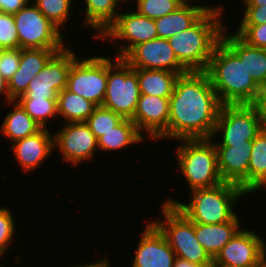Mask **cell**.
<instances>
[{
	"label": "cell",
	"mask_w": 266,
	"mask_h": 267,
	"mask_svg": "<svg viewBox=\"0 0 266 267\" xmlns=\"http://www.w3.org/2000/svg\"><path fill=\"white\" fill-rule=\"evenodd\" d=\"M169 105L168 140L213 136L222 103L204 71L180 75Z\"/></svg>",
	"instance_id": "obj_1"
},
{
	"label": "cell",
	"mask_w": 266,
	"mask_h": 267,
	"mask_svg": "<svg viewBox=\"0 0 266 267\" xmlns=\"http://www.w3.org/2000/svg\"><path fill=\"white\" fill-rule=\"evenodd\" d=\"M222 105L254 104L259 86L238 56L220 40L204 71Z\"/></svg>",
	"instance_id": "obj_2"
},
{
	"label": "cell",
	"mask_w": 266,
	"mask_h": 267,
	"mask_svg": "<svg viewBox=\"0 0 266 267\" xmlns=\"http://www.w3.org/2000/svg\"><path fill=\"white\" fill-rule=\"evenodd\" d=\"M222 12L204 13L192 26L168 39L187 71H205L225 24Z\"/></svg>",
	"instance_id": "obj_3"
},
{
	"label": "cell",
	"mask_w": 266,
	"mask_h": 267,
	"mask_svg": "<svg viewBox=\"0 0 266 267\" xmlns=\"http://www.w3.org/2000/svg\"><path fill=\"white\" fill-rule=\"evenodd\" d=\"M190 193V200L186 203L175 198H168L163 202L174 205L193 223L202 224L231 221L237 215L234 203L246 194L238 185L228 182L210 188L195 189Z\"/></svg>",
	"instance_id": "obj_4"
},
{
	"label": "cell",
	"mask_w": 266,
	"mask_h": 267,
	"mask_svg": "<svg viewBox=\"0 0 266 267\" xmlns=\"http://www.w3.org/2000/svg\"><path fill=\"white\" fill-rule=\"evenodd\" d=\"M179 141L175 159L190 191L224 182L218 170L217 150L210 138Z\"/></svg>",
	"instance_id": "obj_5"
},
{
	"label": "cell",
	"mask_w": 266,
	"mask_h": 267,
	"mask_svg": "<svg viewBox=\"0 0 266 267\" xmlns=\"http://www.w3.org/2000/svg\"><path fill=\"white\" fill-rule=\"evenodd\" d=\"M162 220L152 221L165 235L176 257L202 267L213 264V259L199 243L195 235V223L174 205L161 204ZM165 219V220H164Z\"/></svg>",
	"instance_id": "obj_6"
},
{
	"label": "cell",
	"mask_w": 266,
	"mask_h": 267,
	"mask_svg": "<svg viewBox=\"0 0 266 267\" xmlns=\"http://www.w3.org/2000/svg\"><path fill=\"white\" fill-rule=\"evenodd\" d=\"M265 119L253 104L222 105L213 136L215 146L247 144L264 129ZM221 141H216L217 135ZM215 138V139H214Z\"/></svg>",
	"instance_id": "obj_7"
},
{
	"label": "cell",
	"mask_w": 266,
	"mask_h": 267,
	"mask_svg": "<svg viewBox=\"0 0 266 267\" xmlns=\"http://www.w3.org/2000/svg\"><path fill=\"white\" fill-rule=\"evenodd\" d=\"M114 59L108 56V79L102 106L124 119H132L141 95L137 73L123 58Z\"/></svg>",
	"instance_id": "obj_8"
},
{
	"label": "cell",
	"mask_w": 266,
	"mask_h": 267,
	"mask_svg": "<svg viewBox=\"0 0 266 267\" xmlns=\"http://www.w3.org/2000/svg\"><path fill=\"white\" fill-rule=\"evenodd\" d=\"M32 2L33 0L29 1L13 14L20 49H64L66 41L62 30L49 21Z\"/></svg>",
	"instance_id": "obj_9"
},
{
	"label": "cell",
	"mask_w": 266,
	"mask_h": 267,
	"mask_svg": "<svg viewBox=\"0 0 266 267\" xmlns=\"http://www.w3.org/2000/svg\"><path fill=\"white\" fill-rule=\"evenodd\" d=\"M108 79V57L99 55L75 59L68 73L66 89L102 106Z\"/></svg>",
	"instance_id": "obj_10"
},
{
	"label": "cell",
	"mask_w": 266,
	"mask_h": 267,
	"mask_svg": "<svg viewBox=\"0 0 266 267\" xmlns=\"http://www.w3.org/2000/svg\"><path fill=\"white\" fill-rule=\"evenodd\" d=\"M69 48L66 46L56 52L30 81L25 94L18 99H57L58 93L66 88L69 70L77 58Z\"/></svg>",
	"instance_id": "obj_11"
},
{
	"label": "cell",
	"mask_w": 266,
	"mask_h": 267,
	"mask_svg": "<svg viewBox=\"0 0 266 267\" xmlns=\"http://www.w3.org/2000/svg\"><path fill=\"white\" fill-rule=\"evenodd\" d=\"M158 38L155 19L148 18L135 11L120 12L115 22L99 38L118 45L117 56L123 58L134 46ZM116 40V41H115ZM111 41V42H110Z\"/></svg>",
	"instance_id": "obj_12"
},
{
	"label": "cell",
	"mask_w": 266,
	"mask_h": 267,
	"mask_svg": "<svg viewBox=\"0 0 266 267\" xmlns=\"http://www.w3.org/2000/svg\"><path fill=\"white\" fill-rule=\"evenodd\" d=\"M61 130L53 134L54 148L59 150L66 163L78 166L83 161L93 160L98 151V140L85 122L62 124Z\"/></svg>",
	"instance_id": "obj_13"
},
{
	"label": "cell",
	"mask_w": 266,
	"mask_h": 267,
	"mask_svg": "<svg viewBox=\"0 0 266 267\" xmlns=\"http://www.w3.org/2000/svg\"><path fill=\"white\" fill-rule=\"evenodd\" d=\"M265 238L256 231L240 229L213 259L216 266L256 267L266 254Z\"/></svg>",
	"instance_id": "obj_14"
},
{
	"label": "cell",
	"mask_w": 266,
	"mask_h": 267,
	"mask_svg": "<svg viewBox=\"0 0 266 267\" xmlns=\"http://www.w3.org/2000/svg\"><path fill=\"white\" fill-rule=\"evenodd\" d=\"M123 59L133 69L165 70L174 73L188 71L179 63L168 39L155 38L134 46Z\"/></svg>",
	"instance_id": "obj_15"
},
{
	"label": "cell",
	"mask_w": 266,
	"mask_h": 267,
	"mask_svg": "<svg viewBox=\"0 0 266 267\" xmlns=\"http://www.w3.org/2000/svg\"><path fill=\"white\" fill-rule=\"evenodd\" d=\"M169 98L141 94L131 121L149 139H168ZM144 132V133H143Z\"/></svg>",
	"instance_id": "obj_16"
},
{
	"label": "cell",
	"mask_w": 266,
	"mask_h": 267,
	"mask_svg": "<svg viewBox=\"0 0 266 267\" xmlns=\"http://www.w3.org/2000/svg\"><path fill=\"white\" fill-rule=\"evenodd\" d=\"M137 245L132 267H173L176 254L153 222L146 224Z\"/></svg>",
	"instance_id": "obj_17"
},
{
	"label": "cell",
	"mask_w": 266,
	"mask_h": 267,
	"mask_svg": "<svg viewBox=\"0 0 266 267\" xmlns=\"http://www.w3.org/2000/svg\"><path fill=\"white\" fill-rule=\"evenodd\" d=\"M253 141L232 146H215L217 150L218 170L224 182L238 185L249 194V161Z\"/></svg>",
	"instance_id": "obj_18"
},
{
	"label": "cell",
	"mask_w": 266,
	"mask_h": 267,
	"mask_svg": "<svg viewBox=\"0 0 266 267\" xmlns=\"http://www.w3.org/2000/svg\"><path fill=\"white\" fill-rule=\"evenodd\" d=\"M50 132L48 128H41L35 134L13 142L10 149L25 172L39 168L52 155L54 136Z\"/></svg>",
	"instance_id": "obj_19"
},
{
	"label": "cell",
	"mask_w": 266,
	"mask_h": 267,
	"mask_svg": "<svg viewBox=\"0 0 266 267\" xmlns=\"http://www.w3.org/2000/svg\"><path fill=\"white\" fill-rule=\"evenodd\" d=\"M62 49H21V58L18 70L8 81L10 99L17 100L24 95L30 81L37 76L48 60Z\"/></svg>",
	"instance_id": "obj_20"
},
{
	"label": "cell",
	"mask_w": 266,
	"mask_h": 267,
	"mask_svg": "<svg viewBox=\"0 0 266 267\" xmlns=\"http://www.w3.org/2000/svg\"><path fill=\"white\" fill-rule=\"evenodd\" d=\"M227 31V32H226ZM226 26L221 40L238 56L258 86L266 82V49L256 48L244 42L236 33L228 34Z\"/></svg>",
	"instance_id": "obj_21"
},
{
	"label": "cell",
	"mask_w": 266,
	"mask_h": 267,
	"mask_svg": "<svg viewBox=\"0 0 266 267\" xmlns=\"http://www.w3.org/2000/svg\"><path fill=\"white\" fill-rule=\"evenodd\" d=\"M237 214L231 221L218 224L195 223V235L199 243L214 259L223 246L241 229Z\"/></svg>",
	"instance_id": "obj_22"
},
{
	"label": "cell",
	"mask_w": 266,
	"mask_h": 267,
	"mask_svg": "<svg viewBox=\"0 0 266 267\" xmlns=\"http://www.w3.org/2000/svg\"><path fill=\"white\" fill-rule=\"evenodd\" d=\"M83 1H85V9L83 12L86 13L83 24L84 26L87 25V27L90 26L91 29L93 28V31H95L94 37L99 39L117 19V15L120 13L117 11L119 9L117 6L122 5V0Z\"/></svg>",
	"instance_id": "obj_23"
},
{
	"label": "cell",
	"mask_w": 266,
	"mask_h": 267,
	"mask_svg": "<svg viewBox=\"0 0 266 267\" xmlns=\"http://www.w3.org/2000/svg\"><path fill=\"white\" fill-rule=\"evenodd\" d=\"M204 12L192 5H181L175 11L155 19L158 38L169 39L192 26Z\"/></svg>",
	"instance_id": "obj_24"
},
{
	"label": "cell",
	"mask_w": 266,
	"mask_h": 267,
	"mask_svg": "<svg viewBox=\"0 0 266 267\" xmlns=\"http://www.w3.org/2000/svg\"><path fill=\"white\" fill-rule=\"evenodd\" d=\"M141 94L170 98L177 78L185 73L165 70L134 69Z\"/></svg>",
	"instance_id": "obj_25"
},
{
	"label": "cell",
	"mask_w": 266,
	"mask_h": 267,
	"mask_svg": "<svg viewBox=\"0 0 266 267\" xmlns=\"http://www.w3.org/2000/svg\"><path fill=\"white\" fill-rule=\"evenodd\" d=\"M9 105H13V108L4 117L0 126V133L9 139L12 145L17 140L35 134L41 128L16 100L10 101Z\"/></svg>",
	"instance_id": "obj_26"
},
{
	"label": "cell",
	"mask_w": 266,
	"mask_h": 267,
	"mask_svg": "<svg viewBox=\"0 0 266 267\" xmlns=\"http://www.w3.org/2000/svg\"><path fill=\"white\" fill-rule=\"evenodd\" d=\"M144 138L146 137H143V134L131 119H124L117 127L97 139L98 151L115 152L122 148H128L130 145L133 146V144L137 145L143 142Z\"/></svg>",
	"instance_id": "obj_27"
},
{
	"label": "cell",
	"mask_w": 266,
	"mask_h": 267,
	"mask_svg": "<svg viewBox=\"0 0 266 267\" xmlns=\"http://www.w3.org/2000/svg\"><path fill=\"white\" fill-rule=\"evenodd\" d=\"M96 105L90 100L64 88L58 93L57 112L66 123L85 122L93 113Z\"/></svg>",
	"instance_id": "obj_28"
},
{
	"label": "cell",
	"mask_w": 266,
	"mask_h": 267,
	"mask_svg": "<svg viewBox=\"0 0 266 267\" xmlns=\"http://www.w3.org/2000/svg\"><path fill=\"white\" fill-rule=\"evenodd\" d=\"M266 188V127L255 137L249 161V193Z\"/></svg>",
	"instance_id": "obj_29"
},
{
	"label": "cell",
	"mask_w": 266,
	"mask_h": 267,
	"mask_svg": "<svg viewBox=\"0 0 266 267\" xmlns=\"http://www.w3.org/2000/svg\"><path fill=\"white\" fill-rule=\"evenodd\" d=\"M25 112L40 126L46 129L47 120L57 118V99H17Z\"/></svg>",
	"instance_id": "obj_30"
},
{
	"label": "cell",
	"mask_w": 266,
	"mask_h": 267,
	"mask_svg": "<svg viewBox=\"0 0 266 267\" xmlns=\"http://www.w3.org/2000/svg\"><path fill=\"white\" fill-rule=\"evenodd\" d=\"M124 118L112 110L103 106H96L93 113L86 119L91 132L98 139L106 132L117 127Z\"/></svg>",
	"instance_id": "obj_31"
},
{
	"label": "cell",
	"mask_w": 266,
	"mask_h": 267,
	"mask_svg": "<svg viewBox=\"0 0 266 267\" xmlns=\"http://www.w3.org/2000/svg\"><path fill=\"white\" fill-rule=\"evenodd\" d=\"M73 0H35L34 4L60 30L70 17ZM65 23V24H64Z\"/></svg>",
	"instance_id": "obj_32"
},
{
	"label": "cell",
	"mask_w": 266,
	"mask_h": 267,
	"mask_svg": "<svg viewBox=\"0 0 266 267\" xmlns=\"http://www.w3.org/2000/svg\"><path fill=\"white\" fill-rule=\"evenodd\" d=\"M136 6L139 14L157 19L175 11L181 4L177 0H136Z\"/></svg>",
	"instance_id": "obj_33"
},
{
	"label": "cell",
	"mask_w": 266,
	"mask_h": 267,
	"mask_svg": "<svg viewBox=\"0 0 266 267\" xmlns=\"http://www.w3.org/2000/svg\"><path fill=\"white\" fill-rule=\"evenodd\" d=\"M20 48L13 14L0 11V49Z\"/></svg>",
	"instance_id": "obj_34"
},
{
	"label": "cell",
	"mask_w": 266,
	"mask_h": 267,
	"mask_svg": "<svg viewBox=\"0 0 266 267\" xmlns=\"http://www.w3.org/2000/svg\"><path fill=\"white\" fill-rule=\"evenodd\" d=\"M15 218L12 211L7 207L0 206V259L10 249L16 234Z\"/></svg>",
	"instance_id": "obj_35"
},
{
	"label": "cell",
	"mask_w": 266,
	"mask_h": 267,
	"mask_svg": "<svg viewBox=\"0 0 266 267\" xmlns=\"http://www.w3.org/2000/svg\"><path fill=\"white\" fill-rule=\"evenodd\" d=\"M235 33L248 45L266 49V23L260 25H239Z\"/></svg>",
	"instance_id": "obj_36"
},
{
	"label": "cell",
	"mask_w": 266,
	"mask_h": 267,
	"mask_svg": "<svg viewBox=\"0 0 266 267\" xmlns=\"http://www.w3.org/2000/svg\"><path fill=\"white\" fill-rule=\"evenodd\" d=\"M21 49H0V75L7 81L18 70Z\"/></svg>",
	"instance_id": "obj_37"
},
{
	"label": "cell",
	"mask_w": 266,
	"mask_h": 267,
	"mask_svg": "<svg viewBox=\"0 0 266 267\" xmlns=\"http://www.w3.org/2000/svg\"><path fill=\"white\" fill-rule=\"evenodd\" d=\"M245 8L240 25H260L266 23V5L245 6Z\"/></svg>",
	"instance_id": "obj_38"
},
{
	"label": "cell",
	"mask_w": 266,
	"mask_h": 267,
	"mask_svg": "<svg viewBox=\"0 0 266 267\" xmlns=\"http://www.w3.org/2000/svg\"><path fill=\"white\" fill-rule=\"evenodd\" d=\"M31 0H0V11L14 14L22 9Z\"/></svg>",
	"instance_id": "obj_39"
},
{
	"label": "cell",
	"mask_w": 266,
	"mask_h": 267,
	"mask_svg": "<svg viewBox=\"0 0 266 267\" xmlns=\"http://www.w3.org/2000/svg\"><path fill=\"white\" fill-rule=\"evenodd\" d=\"M253 105L266 120V82L259 86V93Z\"/></svg>",
	"instance_id": "obj_40"
},
{
	"label": "cell",
	"mask_w": 266,
	"mask_h": 267,
	"mask_svg": "<svg viewBox=\"0 0 266 267\" xmlns=\"http://www.w3.org/2000/svg\"><path fill=\"white\" fill-rule=\"evenodd\" d=\"M181 5H192V6H194V7H197V8H199L200 10H202L204 13H216V12H222V11H224L223 10V7H222V5H216V6H214V7H210L211 5H209V6H206V5H204V3H201V4H197V3H199L200 1H197V0H177ZM192 1H194V3L192 2ZM190 2H192V3H190ZM197 2V3H196ZM196 3V4H195ZM194 4V5H193ZM203 4V5H202Z\"/></svg>",
	"instance_id": "obj_41"
},
{
	"label": "cell",
	"mask_w": 266,
	"mask_h": 267,
	"mask_svg": "<svg viewBox=\"0 0 266 267\" xmlns=\"http://www.w3.org/2000/svg\"><path fill=\"white\" fill-rule=\"evenodd\" d=\"M108 257L106 256L105 258H101V260H96V261H93L90 263L86 262L85 264H79V265H76V266H71V267H111V265H109V260L107 259ZM67 267H70V266H67Z\"/></svg>",
	"instance_id": "obj_42"
},
{
	"label": "cell",
	"mask_w": 266,
	"mask_h": 267,
	"mask_svg": "<svg viewBox=\"0 0 266 267\" xmlns=\"http://www.w3.org/2000/svg\"><path fill=\"white\" fill-rule=\"evenodd\" d=\"M3 94V95H2ZM0 95L2 97L4 96L6 103L8 104L10 101V95H9V90H8V81L5 80L1 75H0Z\"/></svg>",
	"instance_id": "obj_43"
},
{
	"label": "cell",
	"mask_w": 266,
	"mask_h": 267,
	"mask_svg": "<svg viewBox=\"0 0 266 267\" xmlns=\"http://www.w3.org/2000/svg\"><path fill=\"white\" fill-rule=\"evenodd\" d=\"M173 267H202V266L176 257Z\"/></svg>",
	"instance_id": "obj_44"
},
{
	"label": "cell",
	"mask_w": 266,
	"mask_h": 267,
	"mask_svg": "<svg viewBox=\"0 0 266 267\" xmlns=\"http://www.w3.org/2000/svg\"><path fill=\"white\" fill-rule=\"evenodd\" d=\"M244 6H261L266 5V0H242Z\"/></svg>",
	"instance_id": "obj_45"
},
{
	"label": "cell",
	"mask_w": 266,
	"mask_h": 267,
	"mask_svg": "<svg viewBox=\"0 0 266 267\" xmlns=\"http://www.w3.org/2000/svg\"><path fill=\"white\" fill-rule=\"evenodd\" d=\"M256 267H266V254L262 257Z\"/></svg>",
	"instance_id": "obj_46"
},
{
	"label": "cell",
	"mask_w": 266,
	"mask_h": 267,
	"mask_svg": "<svg viewBox=\"0 0 266 267\" xmlns=\"http://www.w3.org/2000/svg\"><path fill=\"white\" fill-rule=\"evenodd\" d=\"M208 267H217L216 265H214V264H212V265H210V266H208Z\"/></svg>",
	"instance_id": "obj_47"
}]
</instances>
